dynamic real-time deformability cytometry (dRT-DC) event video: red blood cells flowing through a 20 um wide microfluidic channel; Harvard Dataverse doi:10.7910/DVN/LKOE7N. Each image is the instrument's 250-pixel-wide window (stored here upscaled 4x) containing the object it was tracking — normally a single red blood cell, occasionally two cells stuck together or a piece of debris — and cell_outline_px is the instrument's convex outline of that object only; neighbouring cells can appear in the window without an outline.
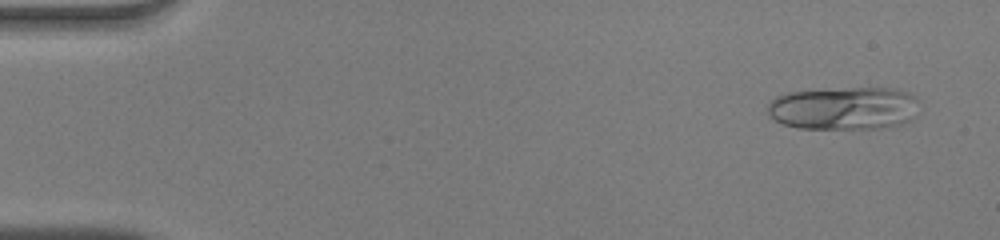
{"species": "human", "species_latin": "Homo sapiens", "temperature_condition": "warm", "stored_images_in_passage": 51, "camera_frame_rate_fps": 3000, "um_per_image_px": 0.085, "donor": {"sex": "male"}, "frame": {"image": 1, "passage_image": 3, "time_ms": 0.667, "image_size_px": [1000, 240], "cell_outline_px": [[916, 116], [912, 120], [900, 124], [880, 128], [796, 128], [784, 124], [776, 120], [768, 112], [768, 104], [776, 96], [788, 92], [852, 88], [896, 88], [912, 92], [916, 96]], "centroid_in_image_um": [71.78, 9.19], "position_along_channel_um": 13.2, "area_um2": 37.92}}
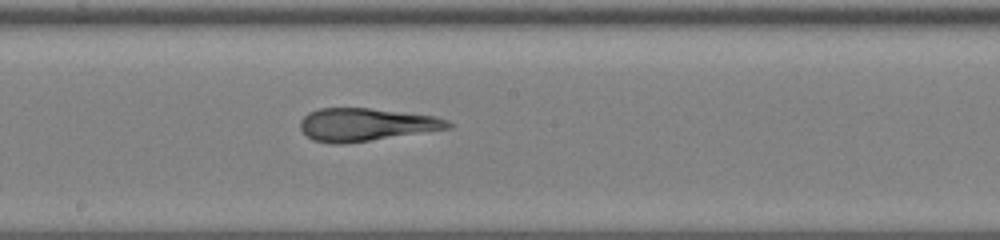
{"frame": {"image": 2, "passage_image": 28, "time_ms": 9.0, "image_size_px": [1000, 240], "cell_outline_px": [[452, 128], [344, 144], [332, 144], [312, 140], [300, 128], [300, 120], [308, 112], [320, 108], [368, 108], [436, 116], [448, 120], [452, 124]], "centroid_in_image_um": [31.1, 10.59], "position_along_channel_um": 217.1, "area_um2": 28.26}}
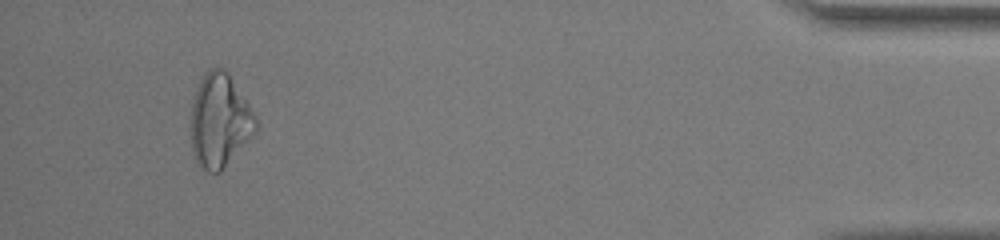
{"frame": {"image": 3, "passage_image": 48, "time_ms": 15.667, "image_size_px": [1000, 240], "cell_outline_px": [[256, 132], [220, 172], [208, 172], [196, 164], [192, 148], [192, 100], [196, 88], [204, 72], [208, 68], [220, 68], [228, 72], [256, 116]], "centroid_in_image_um": [18.66, 10.25], "position_along_channel_um": 416.5, "area_um2": 35.2}, "authors_computed_cell_mechanics": {"area_um2": 31.2698, "velocity_mm_per_s": 4.0074, "shape_relaxation_time_tau1_ms": null, "shape_relaxation_time_tau2_ms": 1.5719, "deformation_change_tau1": null, "deformation_change_tau2": 0.0954}}